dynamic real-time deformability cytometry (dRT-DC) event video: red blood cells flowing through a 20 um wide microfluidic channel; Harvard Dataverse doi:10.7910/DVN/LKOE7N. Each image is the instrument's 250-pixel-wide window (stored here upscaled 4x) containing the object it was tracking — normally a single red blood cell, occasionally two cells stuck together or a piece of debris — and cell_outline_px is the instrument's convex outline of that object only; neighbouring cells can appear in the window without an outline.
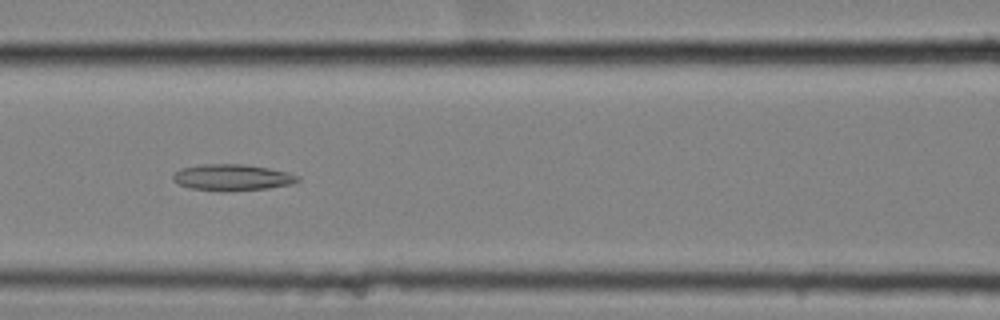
{"species": "common noctule bat (a hibernating species)", "species_latin": "Nyctalus noctula", "temperature_condition": "cold", "stored_images_in_passage": 43, "camera_frame_rate_fps": 3000, "um_per_image_px": 0.085, "animal": {"sex": "female", "body_mass_g": 25.1}, "frame": {"image": 1, "passage_image": 12, "time_ms": 3.667, "image_size_px": [1000, 320], "cell_outline_px": [[300, 180], [292, 184], [268, 188], [192, 188], [180, 184], [172, 180], [172, 176], [180, 168], [204, 164], [244, 164], [268, 168], [288, 172], [300, 176]], "centroid_in_image_um": [19.78, 15.02], "position_along_channel_um": 146.8, "area_um2": 18.09}}
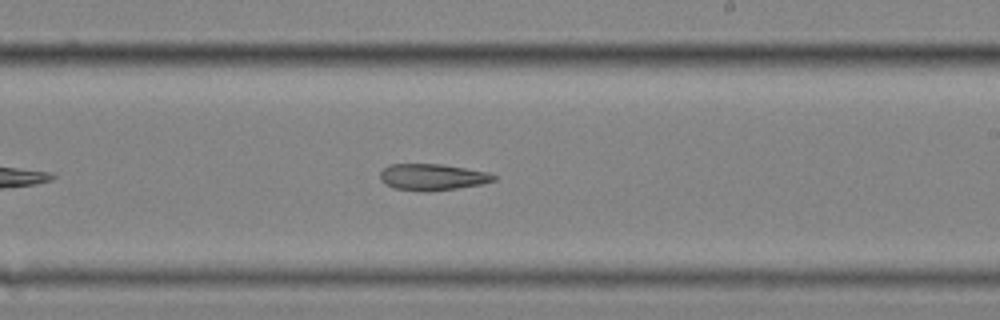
{"frame": {"image": 2, "passage_image": 21, "time_ms": 6.667, "image_size_px": [1000, 320], "cell_outline_px": [[496, 180], [480, 184], [456, 188], [424, 192], [392, 188], [384, 184], [380, 180], [380, 172], [388, 164], [440, 164], [488, 172], [496, 176]], "centroid_in_image_um": [36.7, 15.05], "position_along_channel_um": 252.3, "area_um2": 17.51}}
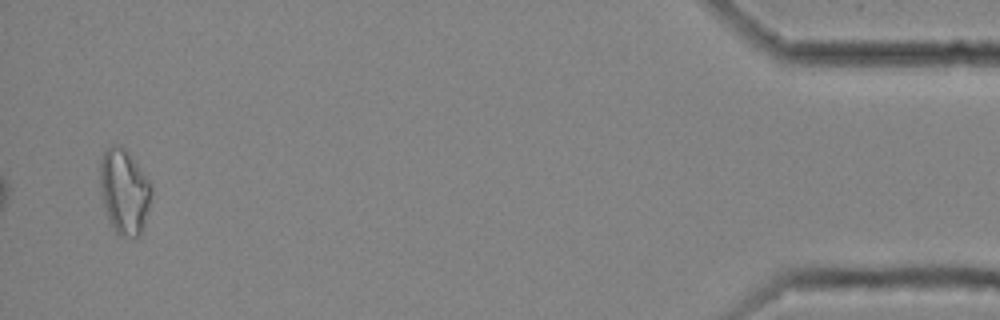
{"frame": {"image": 3, "passage_image": 42, "time_ms": 13.667, "image_size_px": [1000, 320], "cell_outline_px": [[152, 196], [144, 228], [136, 236], [120, 236], [112, 228], [100, 192], [100, 160], [104, 152], [112, 144], [120, 144], [136, 160], [152, 184]], "centroid_in_image_um": [10.58, 16.24], "position_along_channel_um": 424.6, "area_um2": 25.72}}